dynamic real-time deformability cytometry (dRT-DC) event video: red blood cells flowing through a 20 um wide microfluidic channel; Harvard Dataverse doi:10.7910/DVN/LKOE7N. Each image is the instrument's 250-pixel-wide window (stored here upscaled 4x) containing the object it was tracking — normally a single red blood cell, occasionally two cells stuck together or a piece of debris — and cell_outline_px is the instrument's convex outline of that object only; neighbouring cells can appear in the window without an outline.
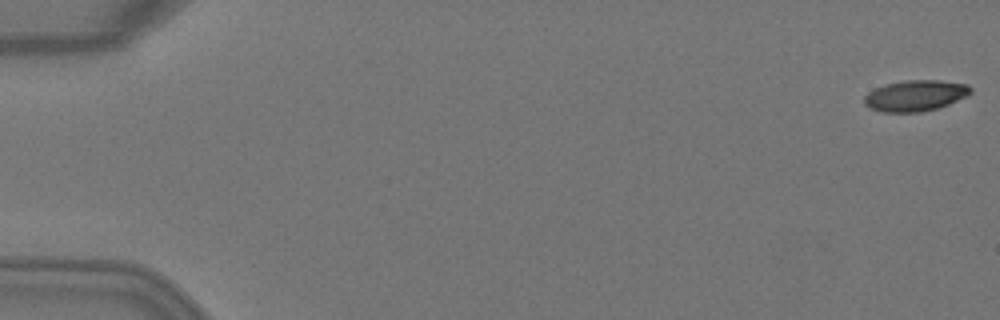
{"species": "Egyptian fruit bat (a non-hibernating species)", "species_latin": "Rousettus aegyptiacus", "temperature_condition": "warm", "stored_images_in_passage": 51, "camera_frame_rate_fps": 3000, "um_per_image_px": 0.085, "animal": {"sex": "female"}, "frame": {"image": 1, "passage_image": 1, "time_ms": 0.0, "image_size_px": [1000, 320], "cell_outline_px": [[972, 92], [968, 96], [948, 104], [936, 108], [920, 112], [880, 112], [864, 104], [864, 96], [868, 92], [884, 84], [904, 80], [940, 80], [968, 84], [972, 88]], "centroid_in_image_um": [77.82, 8.12], "position_along_channel_um": 7.2, "area_um2": 19.31}}
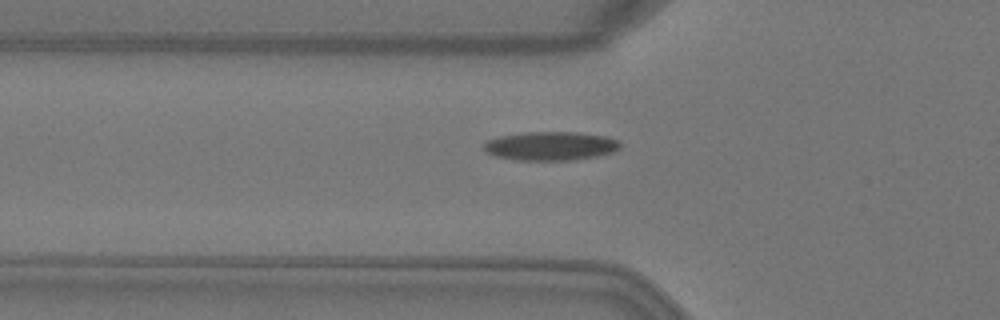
{"frame": {"image": 2, "passage_image": 18, "time_ms": 5.667, "image_size_px": [1000, 320], "cell_outline_px": [[620, 148], [612, 152], [596, 156], [568, 160], [516, 160], [496, 156], [484, 152], [484, 144], [488, 140], [500, 136], [524, 132], [576, 132], [608, 136], [620, 140]], "centroid_in_image_um": [46.81, 12.4], "position_along_channel_um": 79.0, "area_um2": 22.89}}
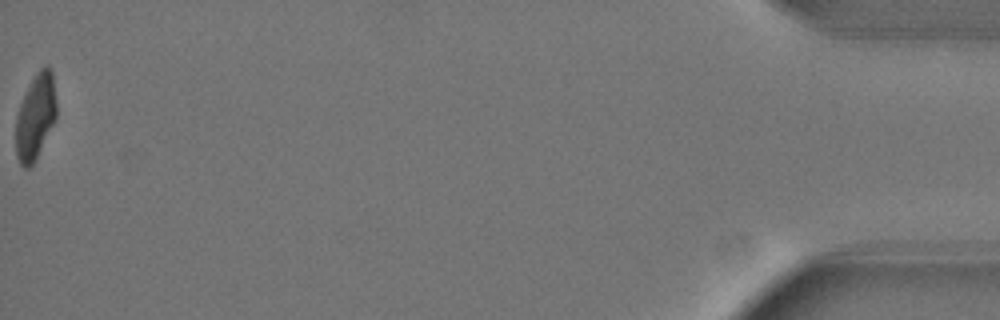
{"frame": {"image": 3, "passage_image": 51, "time_ms": 16.667, "image_size_px": [1000, 320], "cell_outline_px": [[56, 120], [32, 164], [28, 168], [24, 168], [20, 164], [16, 156], [16, 116], [20, 104], [36, 72], [44, 64], [52, 72], [56, 100]], "centroid_in_image_um": [3.02, 9.92], "position_along_channel_um": 432.2, "area_um2": 20.0}, "authors_computed_cell_mechanics": {"area_um2": 21.5594, "velocity_mm_per_s": 4.0772, "shape_relaxation_time_tau1_ms": 4.5217, "shape_relaxation_time_tau2_ms": 1.217, "deformation_change_tau1": 0.1989, "deformation_change_tau2": 0.0542}}